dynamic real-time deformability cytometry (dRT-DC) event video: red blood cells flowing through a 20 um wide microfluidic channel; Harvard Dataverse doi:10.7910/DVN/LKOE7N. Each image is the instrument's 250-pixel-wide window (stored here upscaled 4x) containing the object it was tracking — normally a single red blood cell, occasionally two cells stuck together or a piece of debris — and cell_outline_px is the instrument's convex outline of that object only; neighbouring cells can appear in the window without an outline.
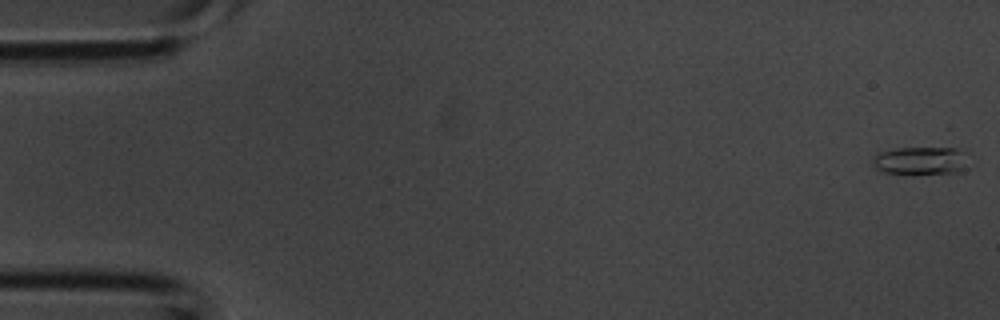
{"species": "common noctule bat (a hibernating species)", "species_latin": "Nyctalus noctula", "temperature_condition": "room temperature", "stored_images_in_passage": 4, "camera_frame_rate_fps": 3000, "um_per_image_px": 0.085, "animal": {"sex": "male", "body_mass_g": 20.1, "forearm_length_mm": 53.5}, "frame": {"image": 1, "passage_image": 1, "time_ms": 0.0, "image_size_px": [1000, 320], "cell_outline_px": [[968, 168], [960, 172], [884, 172], [876, 168], [872, 164], [872, 156], [880, 152], [896, 148], [948, 144], [968, 152]], "centroid_in_image_um": [78.39, 13.55], "position_along_channel_um": 6.6, "area_um2": 16.42}}
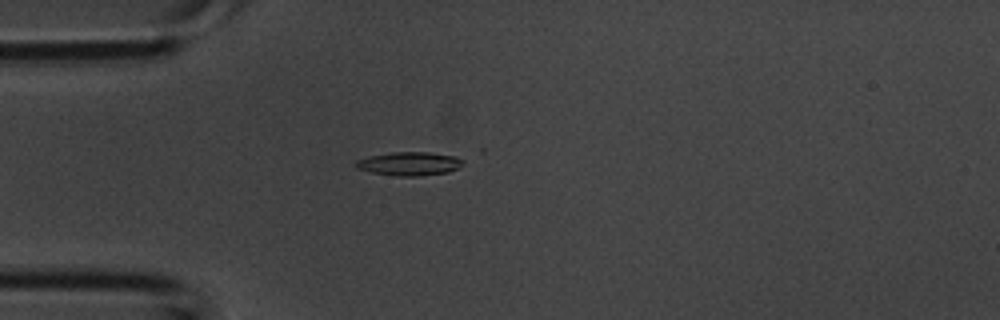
{"frame": {"image": 2, "passage_image": 4, "time_ms": 1.0, "image_size_px": [1000, 320], "cell_outline_px": [[464, 160], [456, 168], [448, 172], [420, 176], [396, 176], [372, 172], [356, 168], [356, 160], [368, 156], [392, 152], [428, 152], [456, 156]], "centroid_in_image_um": [34.77, 13.91], "position_along_channel_um": 50.2, "area_um2": 14.62}}